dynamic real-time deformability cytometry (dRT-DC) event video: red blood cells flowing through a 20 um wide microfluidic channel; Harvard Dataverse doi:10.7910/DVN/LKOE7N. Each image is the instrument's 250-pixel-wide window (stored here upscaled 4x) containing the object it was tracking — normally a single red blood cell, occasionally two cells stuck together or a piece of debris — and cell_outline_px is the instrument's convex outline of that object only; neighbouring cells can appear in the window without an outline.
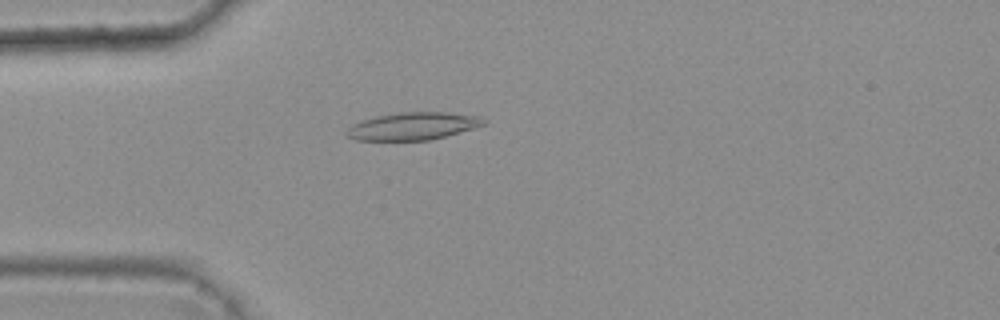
{"species": "common noctule bat (a hibernating species)", "species_latin": "Nyctalus noctula", "temperature_condition": "warm", "stored_images_in_passage": 1, "camera_frame_rate_fps": 3000, "um_per_image_px": 0.085, "animal": {"sex": "female", "body_mass_g": 25.1}, "frame": {"image": 1, "passage_image": 1, "time_ms": 0.0, "image_size_px": [1000, 320], "cell_outline_px": [[488, 120], [484, 124], [472, 128], [444, 136], [428, 140], [356, 140], [344, 136], [344, 132], [352, 124], [376, 116], [400, 112], [448, 112], [480, 116]], "centroid_in_image_um": [35.06, 10.71], "position_along_channel_um": 49.9, "area_um2": 21.91}}